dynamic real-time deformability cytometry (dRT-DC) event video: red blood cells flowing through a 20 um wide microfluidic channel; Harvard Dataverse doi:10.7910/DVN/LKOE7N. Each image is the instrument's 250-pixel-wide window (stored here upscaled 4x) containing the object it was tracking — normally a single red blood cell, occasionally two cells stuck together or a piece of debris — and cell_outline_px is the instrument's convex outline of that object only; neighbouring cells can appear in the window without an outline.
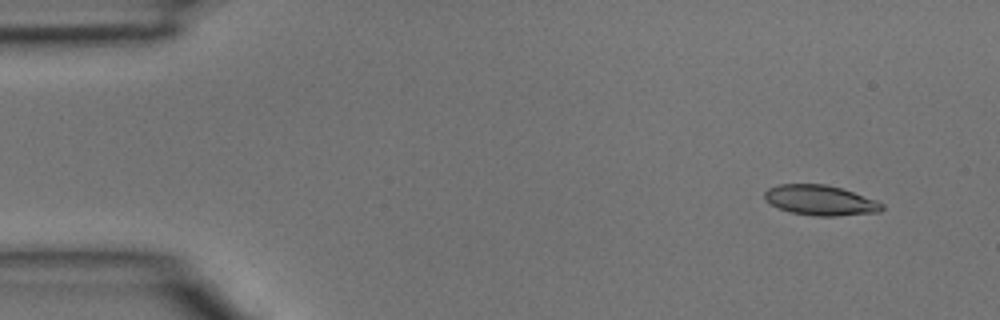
{"species": "common noctule bat (a hibernating species)", "species_latin": "Nyctalus noctula", "temperature_condition": "room temperature", "stored_images_in_passage": 3, "camera_frame_rate_fps": 3000, "um_per_image_px": 0.085, "animal": {"sex": "male", "body_mass_g": 15.6}, "frame": {"image": 1, "passage_image": 1, "time_ms": 0.0, "image_size_px": [1000, 320], "cell_outline_px": [[884, 208], [880, 212], [836, 216], [816, 216], [792, 212], [780, 208], [764, 200], [764, 192], [768, 188], [780, 184], [824, 184], [840, 188], [876, 200], [884, 204]], "centroid_in_image_um": [69.73, 17.02], "position_along_channel_um": 15.3, "area_um2": 20.46}}
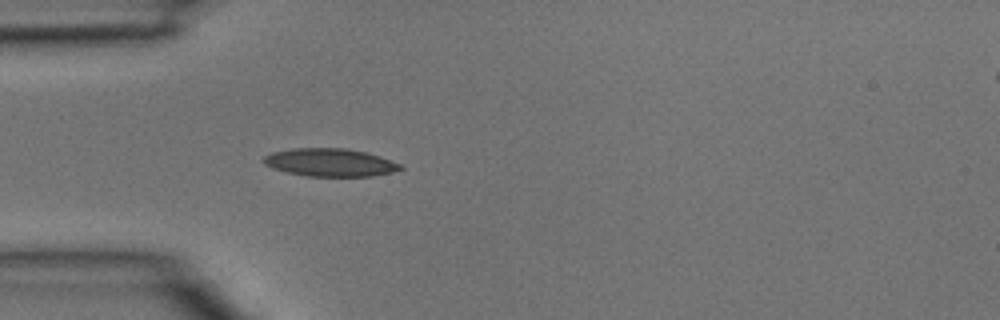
{"frame": {"image": 2, "passage_image": 3, "time_ms": 0.667, "image_size_px": [1000, 320], "cell_outline_px": [[404, 168], [392, 172], [372, 176], [308, 176], [288, 172], [272, 168], [264, 164], [260, 160], [264, 156], [272, 152], [292, 148], [344, 148], [364, 152], [380, 156], [400, 164]], "centroid_in_image_um": [28.01, 13.8], "position_along_channel_um": 57.0, "area_um2": 22.2}}